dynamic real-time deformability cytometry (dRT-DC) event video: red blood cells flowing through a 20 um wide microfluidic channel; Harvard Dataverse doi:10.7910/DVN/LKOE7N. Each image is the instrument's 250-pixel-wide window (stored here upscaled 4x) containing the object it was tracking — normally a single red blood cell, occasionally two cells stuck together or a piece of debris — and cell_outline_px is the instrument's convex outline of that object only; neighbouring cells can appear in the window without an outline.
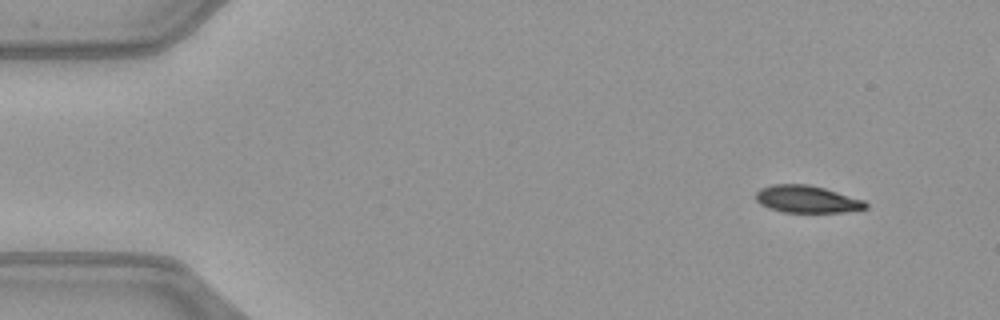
{"species": "common noctule bat (a hibernating species)", "species_latin": "Nyctalus noctula", "temperature_condition": "warm", "stored_images_in_passage": 48, "segment_of_instrument_passage": [1, 2], "camera_frame_rate_fps": 3000, "um_per_image_px": 0.085, "animal": {"sex": "female", "body_mass_g": 21.9}, "frame": {"image": 1, "passage_image": 1, "time_ms": 0.0, "image_size_px": [1000, 320], "cell_outline_px": [[868, 208], [844, 212], [784, 212], [768, 208], [760, 204], [756, 200], [756, 192], [760, 188], [772, 184], [808, 184], [824, 188], [864, 200], [868, 204]], "centroid_in_image_um": [68.58, 16.93], "position_along_channel_um": 16.4, "area_um2": 17.46}}
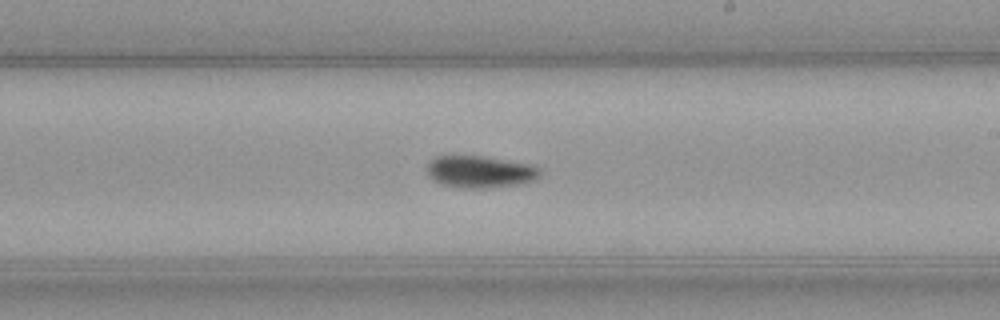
{"frame": {"image": 2, "passage_image": 26, "time_ms": 8.333, "image_size_px": [1000, 320], "cell_outline_px": [[540, 176], [536, 180], [520, 184], [492, 188], [456, 188], [440, 184], [432, 180], [428, 176], [424, 168], [436, 156], [484, 156], [528, 164], [540, 168]], "centroid_in_image_um": [40.76, 14.62], "position_along_channel_um": 248.2, "area_um2": 21.44}}
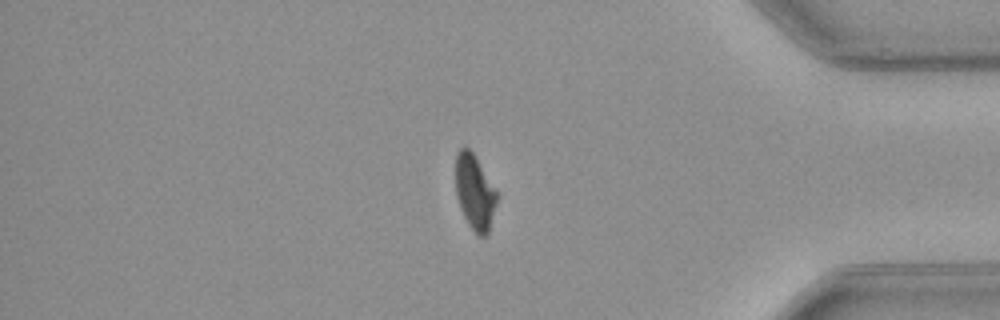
{"frame": {"image": 3, "passage_image": 39, "time_ms": 12.667, "image_size_px": [1000, 320], "cell_outline_px": [[496, 204], [488, 232], [484, 236], [480, 236], [468, 224], [460, 208], [456, 196], [456, 152], [460, 148], [468, 148], [472, 152], [496, 192]], "centroid_in_image_um": [40.31, 16.34], "position_along_channel_um": 394.9, "area_um2": 17.4}}